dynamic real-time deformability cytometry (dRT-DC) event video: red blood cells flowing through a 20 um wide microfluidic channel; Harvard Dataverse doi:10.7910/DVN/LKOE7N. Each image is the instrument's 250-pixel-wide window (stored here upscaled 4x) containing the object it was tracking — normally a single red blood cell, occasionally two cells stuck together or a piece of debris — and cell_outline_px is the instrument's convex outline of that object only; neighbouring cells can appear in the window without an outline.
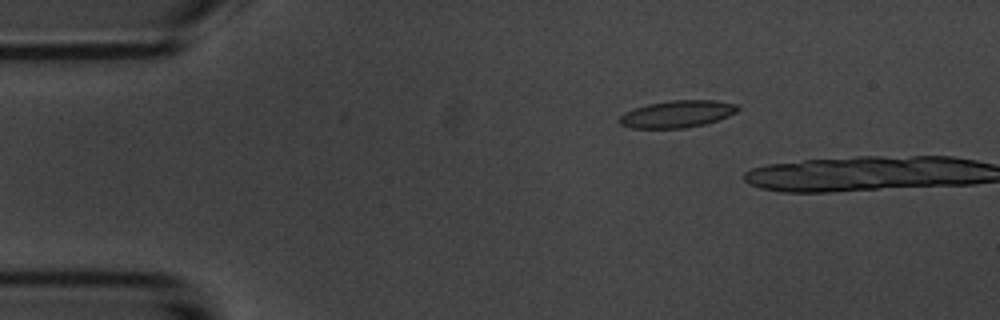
{"species": "common noctule bat (a hibernating species)", "species_latin": "Nyctalus noctula", "temperature_condition": "room temperature", "stored_images_in_passage": 4, "camera_frame_rate_fps": 3000, "um_per_image_px": 0.085, "animal": {"sex": "male", "body_mass_g": 20.1, "forearm_length_mm": 53.5}, "frame": {"image": 1, "passage_image": 3, "time_ms": 2.333, "image_size_px": [1000, 320], "cell_outline_px": [[740, 108], [736, 112], [728, 116], [704, 124], [684, 128], [632, 128], [620, 124], [616, 120], [624, 112], [648, 104], [672, 100], [716, 100], [736, 104]], "centroid_in_image_um": [57.54, 9.69], "position_along_channel_um": 27.5, "area_um2": 18.61}}